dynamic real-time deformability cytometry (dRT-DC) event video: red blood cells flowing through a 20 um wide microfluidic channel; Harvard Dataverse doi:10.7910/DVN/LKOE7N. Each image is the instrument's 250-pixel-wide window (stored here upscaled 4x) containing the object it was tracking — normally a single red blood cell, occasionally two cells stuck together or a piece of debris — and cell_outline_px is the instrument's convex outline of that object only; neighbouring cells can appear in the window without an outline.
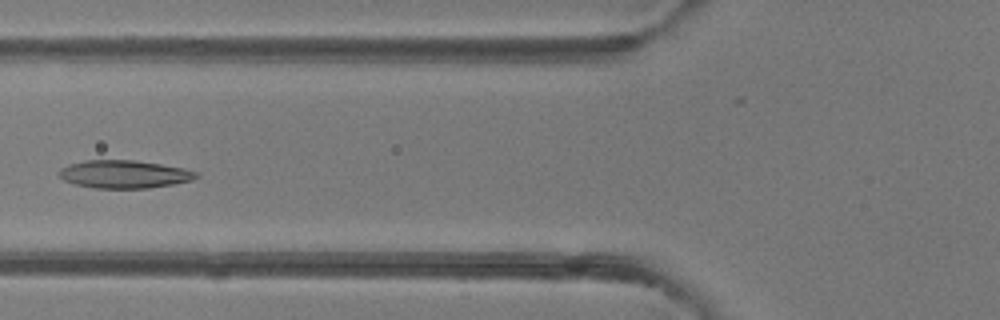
{"species": "common noctule bat (a hibernating species)", "species_latin": "Nyctalus noctula", "temperature_condition": "room temperature", "stored_images_in_passage": 6, "camera_frame_rate_fps": 3000, "um_per_image_px": 0.085, "animal": {"sex": "female"}, "frame": {"image": 1, "passage_image": 6, "time_ms": 5.667, "image_size_px": [1000, 320], "cell_outline_px": [[200, 176], [192, 180], [172, 184], [148, 188], [92, 188], [72, 184], [64, 180], [60, 176], [60, 168], [68, 164], [84, 160], [132, 160], [160, 164], [184, 168], [200, 172]], "centroid_in_image_um": [10.56, 14.81], "position_along_channel_um": 115.2, "area_um2": 22.43}}